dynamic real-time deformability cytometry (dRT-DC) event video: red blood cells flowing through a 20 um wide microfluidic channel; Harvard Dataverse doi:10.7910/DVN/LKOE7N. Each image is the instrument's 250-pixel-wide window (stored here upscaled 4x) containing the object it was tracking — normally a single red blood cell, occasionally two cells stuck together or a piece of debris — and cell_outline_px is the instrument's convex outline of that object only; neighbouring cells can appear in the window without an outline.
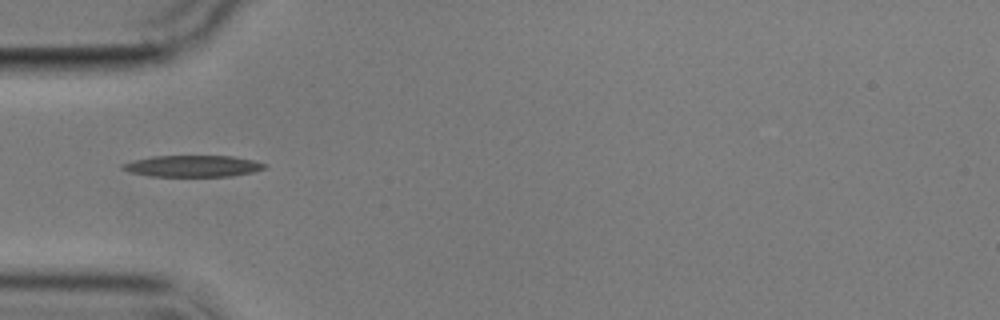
{"species": "common noctule bat (a hibernating species)", "species_latin": "Nyctalus noctula", "temperature_condition": "cold", "stored_images_in_passage": 6, "camera_frame_rate_fps": 3000, "um_per_image_px": 0.085, "animal": {"sex": "male", "body_mass_g": 17.9}, "frame": {"image": 1, "passage_image": 2, "time_ms": 1.333, "image_size_px": [1000, 320], "cell_outline_px": [[268, 164], [264, 168], [252, 172], [232, 176], [148, 176], [128, 172], [120, 168], [120, 164], [152, 156], [232, 156], [252, 160]], "centroid_in_image_um": [16.34, 14.12], "position_along_channel_um": 68.7, "area_um2": 17.74}}
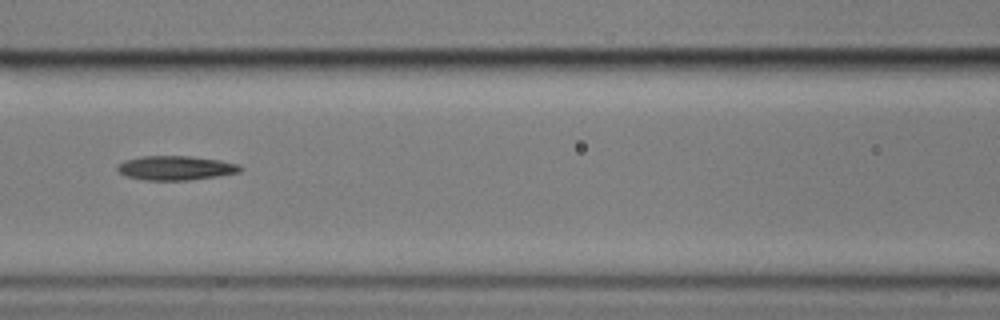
{"frame": {"image": 2, "passage_image": 4, "time_ms": 3.667, "image_size_px": [1000, 320], "cell_outline_px": [[244, 168], [240, 172], [216, 176], [188, 180], [144, 180], [124, 176], [116, 168], [116, 164], [124, 160], [140, 156], [192, 156], [220, 160], [240, 164]], "centroid_in_image_um": [14.91, 14.27], "position_along_channel_um": 151.7, "area_um2": 17.57}}
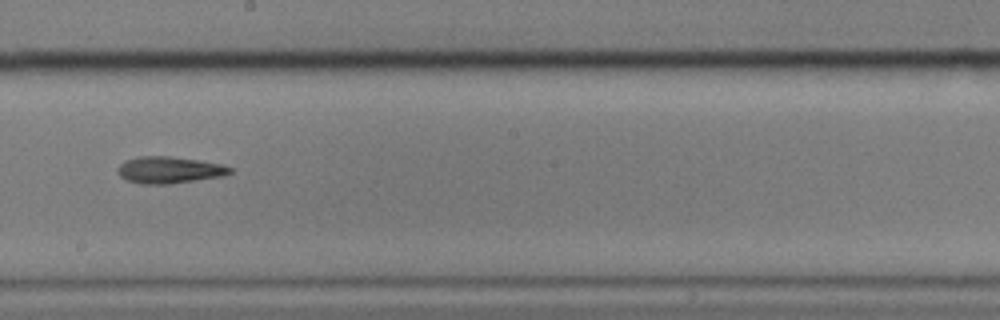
{"frame": {"image": 3, "passage_image": 6, "time_ms": 6.0, "image_size_px": [1000, 320], "cell_outline_px": [[232, 172], [224, 176], [168, 184], [140, 184], [124, 180], [116, 172], [116, 168], [124, 160], [136, 156], [168, 156], [200, 160], [220, 164], [232, 168]], "centroid_in_image_um": [14.32, 14.44], "position_along_channel_um": 233.9, "area_um2": 17.74}}